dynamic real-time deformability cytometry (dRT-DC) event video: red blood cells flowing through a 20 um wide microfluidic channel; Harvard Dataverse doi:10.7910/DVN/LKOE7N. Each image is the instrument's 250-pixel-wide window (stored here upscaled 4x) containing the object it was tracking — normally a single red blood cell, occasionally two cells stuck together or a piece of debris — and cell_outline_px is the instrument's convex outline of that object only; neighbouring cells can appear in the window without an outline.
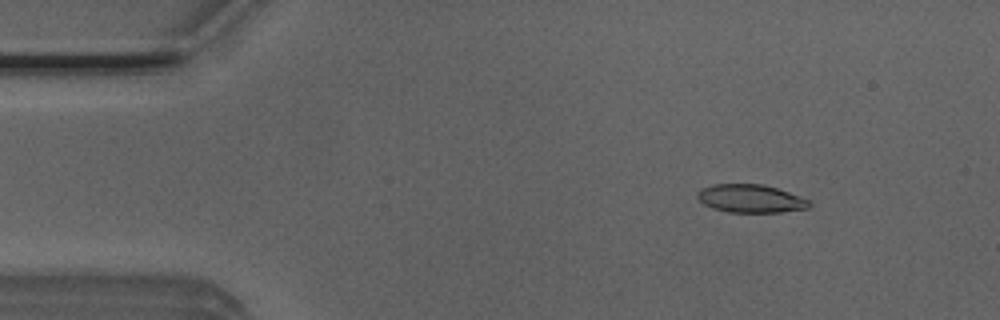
{"species": "Egyptian fruit bat (a non-hibernating species)", "species_latin": "Rousettus aegyptiacus", "temperature_condition": "room temperature", "stored_images_in_passage": 4, "camera_frame_rate_fps": 3000, "um_per_image_px": 0.085, "animal": {"sex": "male"}, "frame": {"image": 1, "passage_image": 1, "time_ms": 0.0, "image_size_px": [1000, 320], "cell_outline_px": [[812, 204], [808, 208], [780, 212], [728, 212], [712, 208], [704, 204], [696, 196], [696, 192], [700, 188], [712, 184], [764, 184], [788, 192], [808, 200]], "centroid_in_image_um": [63.75, 16.87], "position_along_channel_um": 21.2, "area_um2": 18.32}}